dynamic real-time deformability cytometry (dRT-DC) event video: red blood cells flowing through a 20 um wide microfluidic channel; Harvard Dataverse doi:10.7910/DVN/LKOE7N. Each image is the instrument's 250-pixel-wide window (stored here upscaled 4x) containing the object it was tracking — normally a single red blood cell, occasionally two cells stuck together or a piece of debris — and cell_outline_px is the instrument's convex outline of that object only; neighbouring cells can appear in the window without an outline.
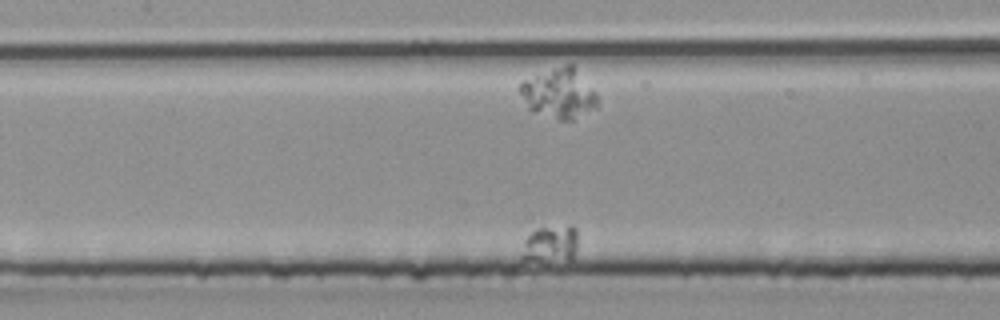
{"species": "common noctule bat (a hibernating species)", "species_latin": "Nyctalus noctula", "temperature_condition": "room temperature", "stored_images_in_passage": 34, "segment_of_instrument_passage": [2, 2], "camera_frame_rate_fps": 3000, "um_per_image_px": 0.085, "animal": {"sex": "male", "body_mass_g": 20.4}, "frame": {"image": 1, "passage_image": 10, "time_ms": 3.0, "image_size_px": [1000, 320], "cell_outline_px": [[576, 248], [572, 260], [524, 260], [520, 256], [524, 240], [536, 228], [572, 224], [576, 228]], "centroid_in_image_um": [46.79, 20.72], "position_along_channel_um": 160.6, "area_um2": 12.2}}
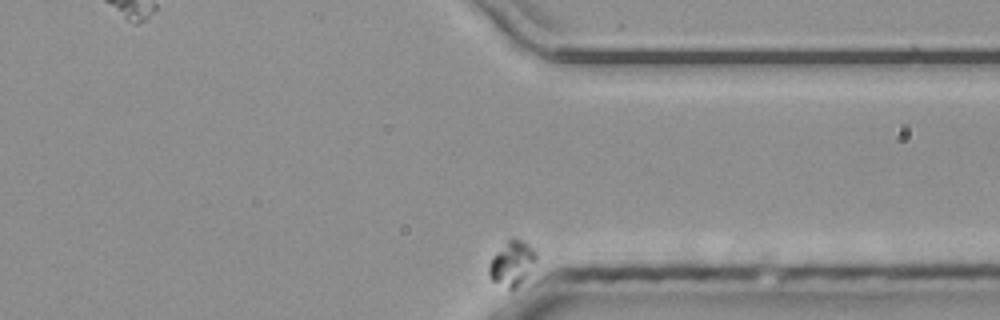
{"frame": {"image": 2, "passage_image": 34, "time_ms": 11.0, "image_size_px": [1000, 320], "cell_outline_px": [[536, 260], [516, 288], [508, 288], [492, 280], [488, 276], [488, 264], [492, 256], [512, 236], [528, 244], [536, 252]], "centroid_in_image_um": [43.47, 22.35], "position_along_channel_um": 367.9, "area_um2": 11.96}}